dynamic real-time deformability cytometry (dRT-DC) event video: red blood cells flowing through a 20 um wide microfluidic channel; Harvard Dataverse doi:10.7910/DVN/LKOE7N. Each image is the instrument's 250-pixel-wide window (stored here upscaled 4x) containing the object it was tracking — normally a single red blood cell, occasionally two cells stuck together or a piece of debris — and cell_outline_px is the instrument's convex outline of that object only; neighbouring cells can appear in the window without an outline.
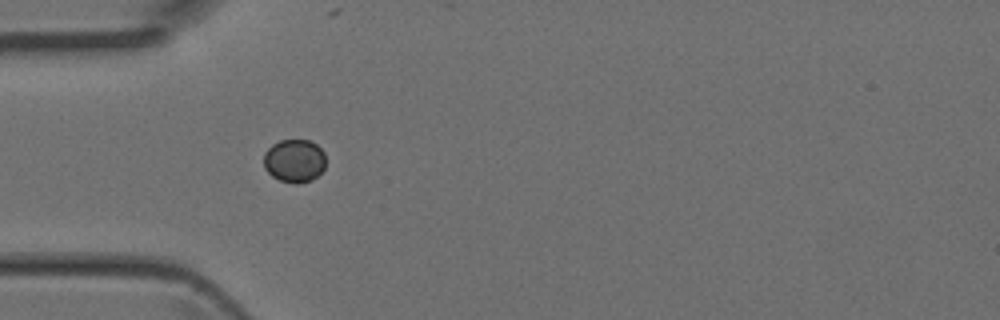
{"species": "Egyptian fruit bat (a non-hibernating species)", "species_latin": "Rousettus aegyptiacus", "temperature_condition": "room temperature", "stored_images_in_passage": 5, "camera_frame_rate_fps": 3000, "um_per_image_px": 0.085, "animal": {"sex": "female"}, "frame": {"image": 1, "passage_image": 4, "time_ms": 1.0, "image_size_px": [1000, 320], "cell_outline_px": [[324, 168], [312, 180], [296, 184], [280, 180], [272, 176], [264, 168], [264, 152], [272, 144], [280, 140], [308, 140], [316, 144], [324, 152]], "centroid_in_image_um": [25.0, 13.66], "position_along_channel_um": 60.0, "area_um2": 15.55}}
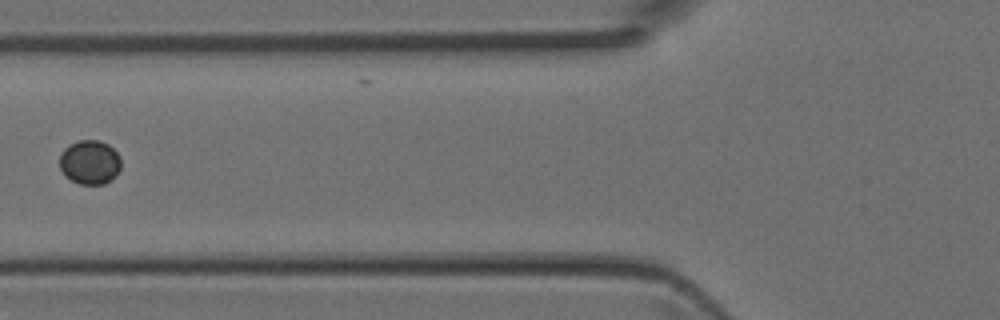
{"frame": {"image": 2, "passage_image": 5, "time_ms": 1.333, "image_size_px": [1000, 320], "cell_outline_px": [[120, 168], [116, 176], [104, 184], [80, 184], [72, 180], [60, 168], [60, 156], [64, 148], [80, 140], [100, 140], [108, 144], [120, 156]], "centroid_in_image_um": [7.66, 13.78], "position_along_channel_um": 118.1, "area_um2": 15.61}}